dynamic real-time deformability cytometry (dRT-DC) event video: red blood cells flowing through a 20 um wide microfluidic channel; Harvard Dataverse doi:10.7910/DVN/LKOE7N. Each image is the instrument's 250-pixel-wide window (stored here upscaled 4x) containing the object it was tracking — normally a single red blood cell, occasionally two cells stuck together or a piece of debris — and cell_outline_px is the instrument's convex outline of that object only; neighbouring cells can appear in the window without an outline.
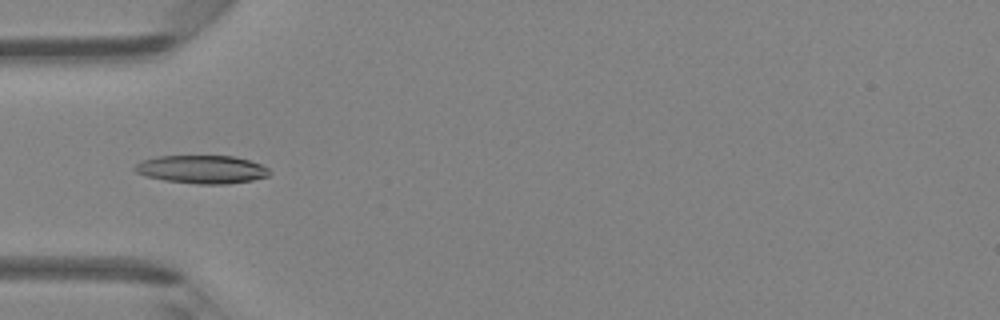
{"species": "Egyptian fruit bat (a non-hibernating species)", "species_latin": "Rousettus aegyptiacus", "temperature_condition": "room temperature", "stored_images_in_passage": 4, "camera_frame_rate_fps": 3000, "um_per_image_px": 0.085, "animal": {"sex": "female"}, "frame": {"image": 1, "passage_image": 4, "time_ms": 1.0, "image_size_px": [1000, 320], "cell_outline_px": [[272, 172], [268, 176], [252, 180], [228, 184], [196, 184], [164, 180], [144, 176], [136, 172], [132, 168], [140, 160], [156, 156], [232, 156], [248, 160], [260, 164], [268, 168]], "centroid_in_image_um": [17.12, 14.4], "position_along_channel_um": 67.9, "area_um2": 22.25}}